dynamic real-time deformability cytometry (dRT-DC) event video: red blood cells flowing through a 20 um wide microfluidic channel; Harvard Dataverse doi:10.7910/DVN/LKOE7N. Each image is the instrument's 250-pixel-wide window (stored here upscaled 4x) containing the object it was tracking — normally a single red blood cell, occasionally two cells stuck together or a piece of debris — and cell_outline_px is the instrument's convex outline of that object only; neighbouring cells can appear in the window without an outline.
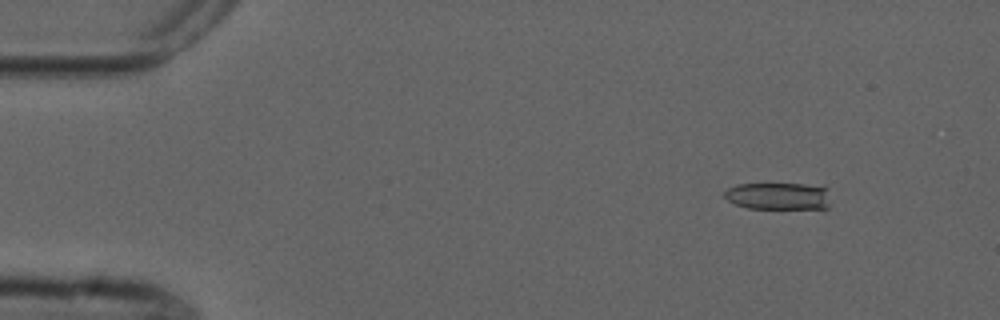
{"species": "common noctule bat (a hibernating species)", "species_latin": "Nyctalus noctula", "temperature_condition": "cold", "stored_images_in_passage": 26, "camera_frame_rate_fps": 3000, "um_per_image_px": 0.085, "animal": {"sex": "male", "forearm_length_mm": 52.5}, "frame": {"image": 1, "passage_image": 7, "time_ms": 2.0, "image_size_px": [1000, 320], "cell_outline_px": [[828, 208], [824, 212], [748, 208], [736, 204], [728, 200], [724, 196], [724, 192], [728, 188], [736, 184], [824, 184], [828, 188]], "centroid_in_image_um": [66.31, 16.72], "position_along_channel_um": 18.7, "area_um2": 18.03}}
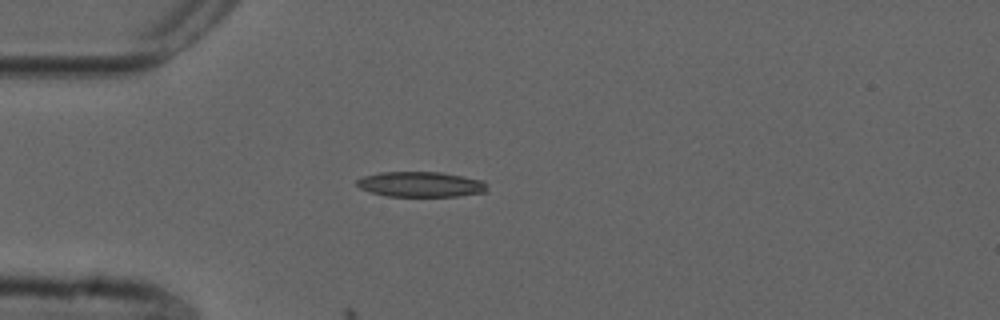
{"frame": {"image": 2, "passage_image": 16, "time_ms": 5.0, "image_size_px": [1000, 320], "cell_outline_px": [[488, 192], [456, 196], [388, 196], [372, 192], [360, 188], [356, 184], [356, 180], [364, 176], [380, 172], [440, 172], [484, 180]], "centroid_in_image_um": [35.78, 15.66], "position_along_channel_um": 49.2, "area_um2": 19.13}}